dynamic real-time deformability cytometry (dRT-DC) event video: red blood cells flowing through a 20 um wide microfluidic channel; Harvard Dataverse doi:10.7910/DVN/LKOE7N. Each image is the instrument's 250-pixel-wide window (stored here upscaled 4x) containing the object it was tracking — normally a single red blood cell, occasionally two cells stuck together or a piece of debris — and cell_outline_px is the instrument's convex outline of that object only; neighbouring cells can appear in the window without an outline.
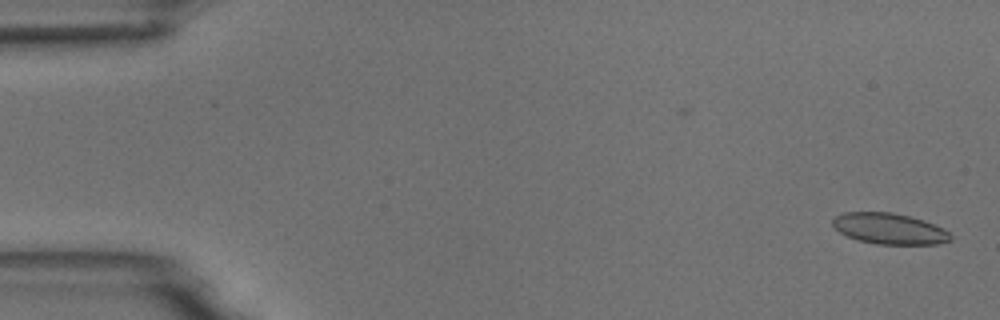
{"species": "common noctule bat (a hibernating species)", "species_latin": "Nyctalus noctula", "temperature_condition": "room temperature", "stored_images_in_passage": 2, "camera_frame_rate_fps": 3000, "um_per_image_px": 0.085, "animal": {"sex": "male", "body_mass_g": 18.8}, "frame": {"image": 1, "passage_image": 2, "time_ms": 1.333, "image_size_px": [1000, 320], "cell_outline_px": [[952, 240], [936, 244], [876, 244], [856, 240], [840, 232], [832, 224], [832, 220], [836, 216], [844, 212], [892, 212], [924, 220], [944, 228], [952, 236]], "centroid_in_image_um": [75.61, 19.44], "position_along_channel_um": 9.4, "area_um2": 21.27}}